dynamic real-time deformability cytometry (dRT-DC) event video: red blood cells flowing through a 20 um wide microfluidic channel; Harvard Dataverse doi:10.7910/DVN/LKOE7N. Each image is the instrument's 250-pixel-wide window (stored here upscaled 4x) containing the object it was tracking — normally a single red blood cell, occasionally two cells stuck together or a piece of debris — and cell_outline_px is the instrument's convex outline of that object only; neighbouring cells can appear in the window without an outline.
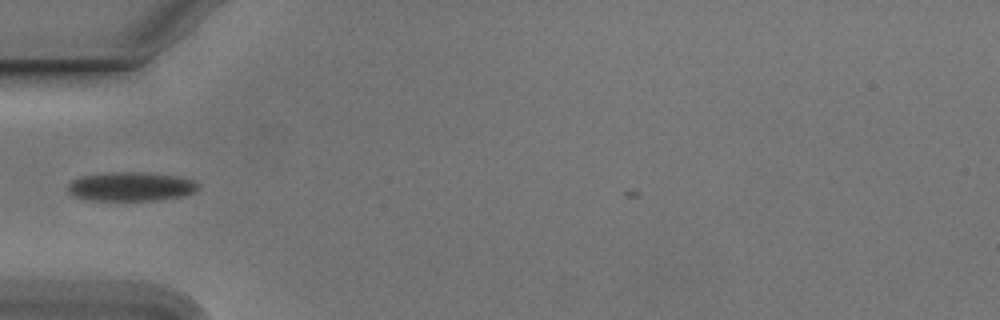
{"species": "Egyptian fruit bat (a non-hibernating species)", "species_latin": "Rousettus aegyptiacus", "temperature_condition": "cold", "stored_images_in_passage": 31, "camera_frame_rate_fps": 3000, "um_per_image_px": 0.085, "animal": {"sex": "male"}, "frame": {"image": 1, "passage_image": 1, "time_ms": 0.0, "image_size_px": [1000, 320], "cell_outline_px": [[200, 188], [196, 192], [184, 196], [156, 200], [92, 200], [72, 196], [68, 192], [68, 184], [72, 180], [80, 176], [112, 172], [144, 172], [176, 176], [192, 180], [200, 184]], "centroid_in_image_um": [11.14, 15.86], "position_along_channel_um": 73.9, "area_um2": 22.2}}
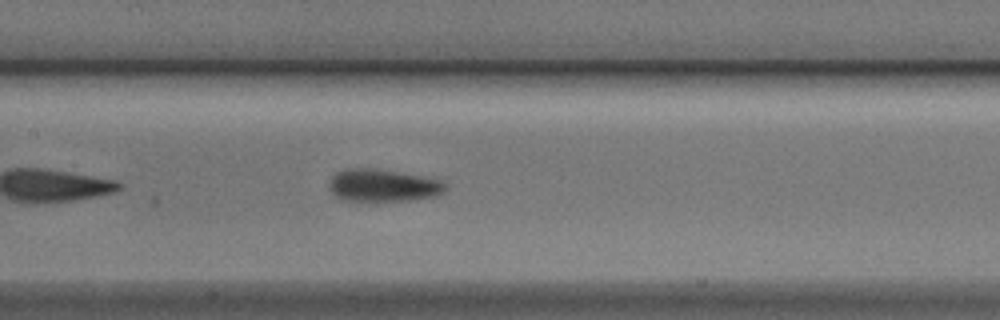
{"frame": {"image": 2, "passage_image": 9, "time_ms": 2.667, "image_size_px": [1000, 320], "cell_outline_px": [[448, 188], [440, 196], [376, 204], [368, 204], [340, 200], [332, 196], [328, 188], [328, 184], [332, 176], [336, 172], [348, 168], [376, 168], [444, 180], [448, 184]], "centroid_in_image_um": [32.53, 15.82], "position_along_channel_um": 174.9, "area_um2": 23.52}}
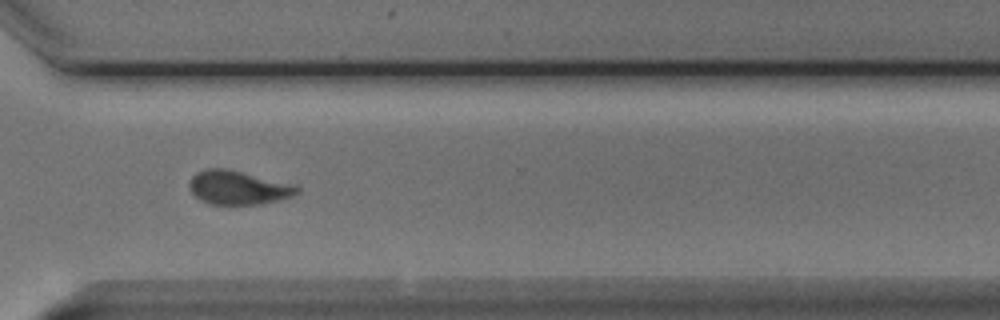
{"frame": {"image": 3, "passage_image": 23, "time_ms": 7.333, "image_size_px": [1000, 320], "cell_outline_px": [[300, 192], [292, 196], [280, 200], [264, 204], [208, 204], [200, 200], [192, 192], [188, 184], [192, 176], [196, 172], [204, 168], [228, 168], [296, 184], [300, 188]], "centroid_in_image_um": [20.28, 15.93], "position_along_channel_um": 350.3, "area_um2": 21.68}}